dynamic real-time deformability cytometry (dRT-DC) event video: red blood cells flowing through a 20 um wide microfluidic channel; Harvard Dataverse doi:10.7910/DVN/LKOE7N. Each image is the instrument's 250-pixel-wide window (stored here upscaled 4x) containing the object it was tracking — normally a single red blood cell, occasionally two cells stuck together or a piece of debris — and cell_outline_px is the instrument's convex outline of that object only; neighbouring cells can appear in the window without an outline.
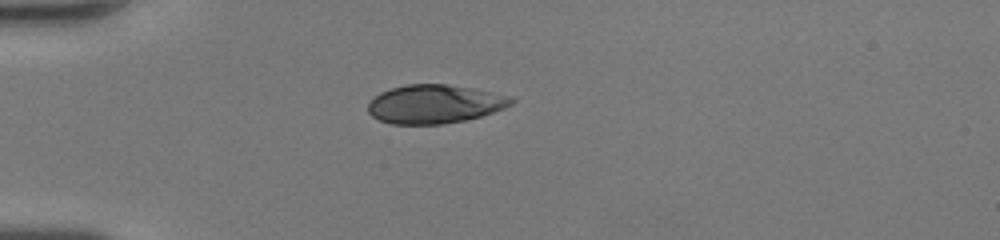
{"species": "human", "species_latin": "Homo sapiens", "temperature_condition": "room temperature", "stored_images_in_passage": 36, "camera_frame_rate_fps": 3000, "um_per_image_px": 0.085, "donor": {"sex": "female"}, "frame": {"image": 1, "passage_image": 1, "time_ms": 0.0, "image_size_px": [1000, 240], "cell_outline_px": [[516, 100], [512, 104], [504, 108], [480, 116], [464, 120], [440, 124], [392, 124], [380, 120], [372, 116], [368, 112], [368, 104], [380, 92], [392, 88], [408, 84], [448, 84], [472, 88], [512, 96]], "centroid_in_image_um": [36.96, 8.84], "position_along_channel_um": 48.0, "area_um2": 32.14}}
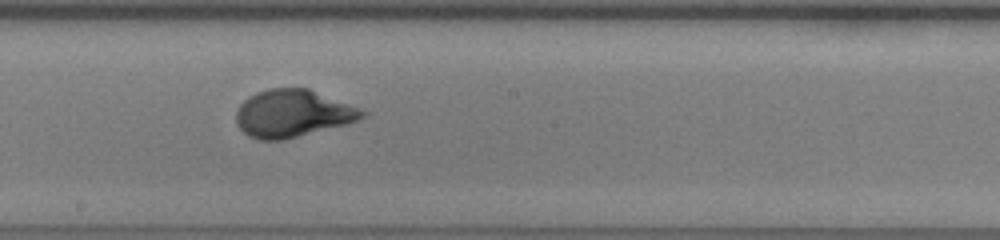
{"frame": {"image": 2, "passage_image": 15, "time_ms": 4.667, "image_size_px": [1000, 240], "cell_outline_px": [[368, 116], [348, 124], [284, 140], [260, 140], [248, 136], [236, 124], [236, 112], [240, 104], [248, 96], [256, 92], [268, 88], [308, 88], [368, 112]], "centroid_in_image_um": [24.87, 9.65], "position_along_channel_um": 223.3, "area_um2": 34.97}}
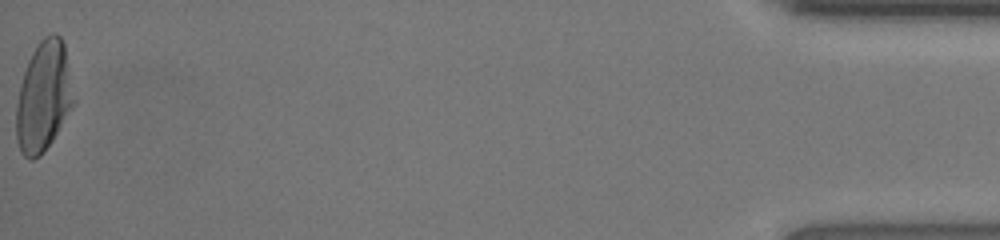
{"frame": {"image": 3, "passage_image": 36, "time_ms": 11.667, "image_size_px": [1000, 240], "cell_outline_px": [[76, 104], [44, 152], [40, 156], [32, 160], [28, 160], [20, 152], [16, 140], [16, 104], [20, 84], [28, 60], [32, 52], [40, 40], [44, 36], [52, 32], [56, 32], [60, 36], [64, 44], [76, 100]], "centroid_in_image_um": [3.72, 8.23], "position_along_channel_um": 431.5, "area_um2": 37.51}, "authors_computed_cell_mechanics": {"area_um2": 34.7089, "velocity_mm_per_s": 4.307, "shape_relaxation_time_tau1_ms": 4.2157, "shape_relaxation_time_tau2_ms": null, "deformation_change_tau1": 0.239, "deformation_change_tau2": null}}